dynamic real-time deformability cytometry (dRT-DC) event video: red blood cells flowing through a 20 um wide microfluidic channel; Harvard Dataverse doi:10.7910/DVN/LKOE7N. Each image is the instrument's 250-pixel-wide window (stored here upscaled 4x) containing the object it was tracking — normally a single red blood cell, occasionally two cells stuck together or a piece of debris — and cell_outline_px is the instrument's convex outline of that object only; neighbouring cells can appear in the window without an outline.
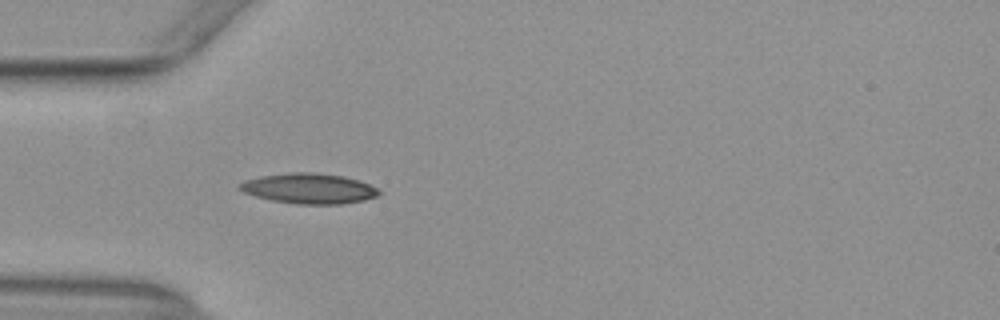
{"species": "common noctule bat (a hibernating species)", "species_latin": "Nyctalus noctula", "temperature_condition": "warm", "stored_images_in_passage": 53, "camera_frame_rate_fps": 3000, "um_per_image_px": 0.085, "animal": {"sex": "female", "body_mass_g": 29.2, "forearm_length_mm": 56.3}, "frame": {"image": 1, "passage_image": 16, "time_ms": 5.0, "image_size_px": [1000, 320], "cell_outline_px": [[380, 192], [376, 196], [364, 200], [344, 204], [296, 204], [272, 200], [256, 196], [244, 192], [240, 188], [240, 184], [244, 180], [260, 176], [292, 172], [312, 172], [344, 176], [368, 184], [376, 188]], "centroid_in_image_um": [26.26, 16.02], "position_along_channel_um": 58.7, "area_um2": 24.33}}
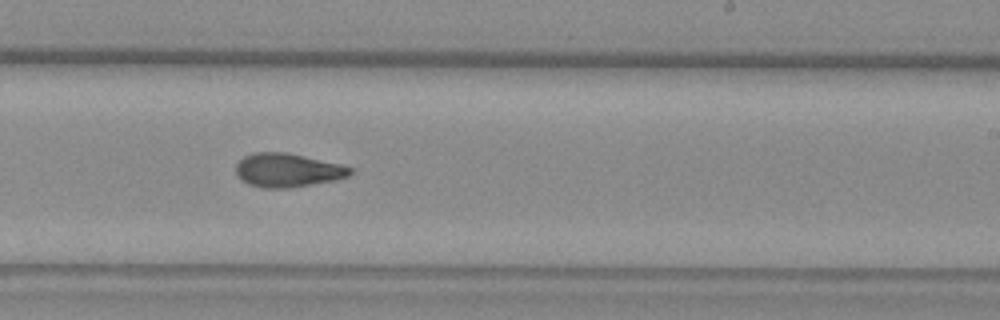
{"frame": {"image": 2, "passage_image": 32, "time_ms": 10.333, "image_size_px": [1000, 320], "cell_outline_px": [[352, 172], [348, 176], [332, 180], [288, 188], [264, 188], [248, 184], [240, 180], [236, 176], [236, 164], [244, 156], [252, 152], [284, 152], [340, 164], [352, 168]], "centroid_in_image_um": [24.37, 14.46], "position_along_channel_um": 264.6, "area_um2": 22.25}}
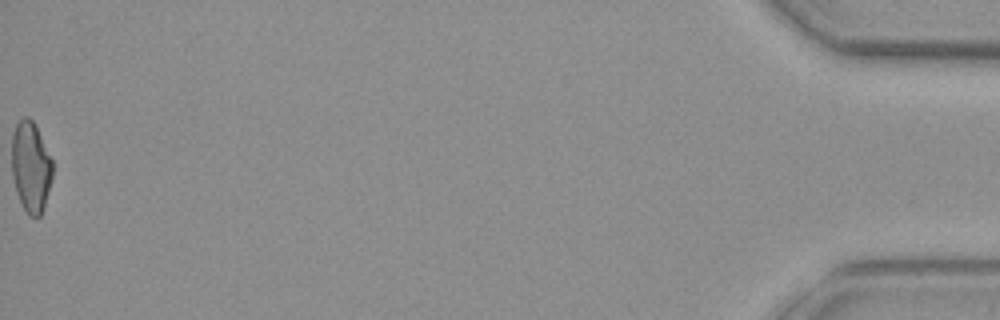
{"frame": {"image": 3, "passage_image": 53, "time_ms": 17.333, "image_size_px": [1000, 320], "cell_outline_px": [[52, 176], [44, 204], [40, 216], [28, 216], [16, 192], [12, 176], [12, 132], [16, 124], [24, 116], [28, 116], [32, 120], [52, 160]], "centroid_in_image_um": [2.59, 14.17], "position_along_channel_um": 432.6, "area_um2": 21.15}, "authors_computed_cell_mechanics": {"area_um2": 22.0218, "velocity_mm_per_s": 3.9304, "shape_relaxation_time_tau1_ms": 9.6567, "shape_relaxation_time_tau2_ms": 2.9853, "deformation_change_tau1": 0.2417, "deformation_change_tau2": 0.0995}}